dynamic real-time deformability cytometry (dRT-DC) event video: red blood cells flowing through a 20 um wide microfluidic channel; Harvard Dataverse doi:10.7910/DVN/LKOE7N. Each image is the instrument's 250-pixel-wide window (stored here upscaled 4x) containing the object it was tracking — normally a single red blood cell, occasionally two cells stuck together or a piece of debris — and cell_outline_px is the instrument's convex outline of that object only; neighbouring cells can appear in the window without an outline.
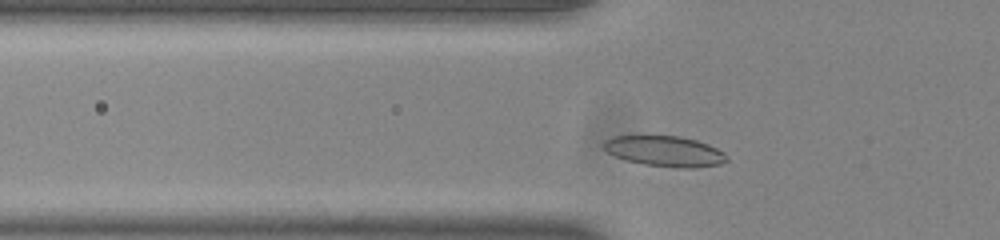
{"species": "common noctule bat (a hibernating species)", "species_latin": "Nyctalus noctula", "temperature_condition": "room temperature", "stored_images_in_passage": 41, "camera_frame_rate_fps": 3000, "um_per_image_px": 0.085, "animal": {"sex": "male", "body_mass_g": 20.0, "forearm_length_mm": 53.3}, "frame": {"image": 1, "passage_image": 12, "time_ms": 3.667, "image_size_px": [1000, 240], "cell_outline_px": [[728, 160], [720, 164], [696, 168], [680, 168], [644, 164], [628, 160], [616, 156], [608, 152], [600, 144], [604, 140], [612, 136], [680, 136], [696, 140], [708, 144], [724, 152], [728, 156]], "centroid_in_image_um": [56.52, 12.85], "position_along_channel_um": 69.3, "area_um2": 21.91}}
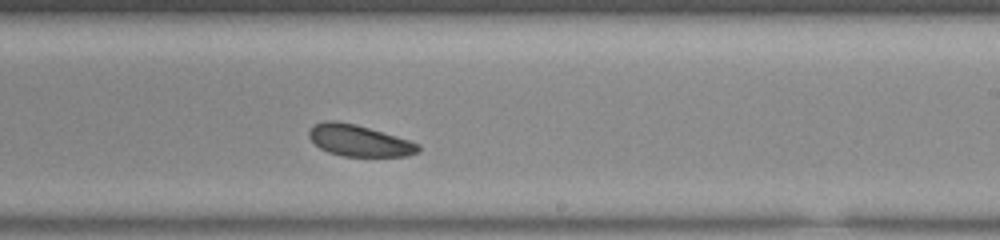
{"frame": {"image": 2, "passage_image": 27, "time_ms": 8.667, "image_size_px": [1000, 240], "cell_outline_px": [[420, 152], [408, 156], [340, 156], [328, 152], [320, 148], [308, 136], [308, 132], [312, 124], [324, 120], [336, 120], [356, 124], [396, 136], [420, 144]], "centroid_in_image_um": [30.5, 11.94], "position_along_channel_um": 258.5, "area_um2": 20.17}}
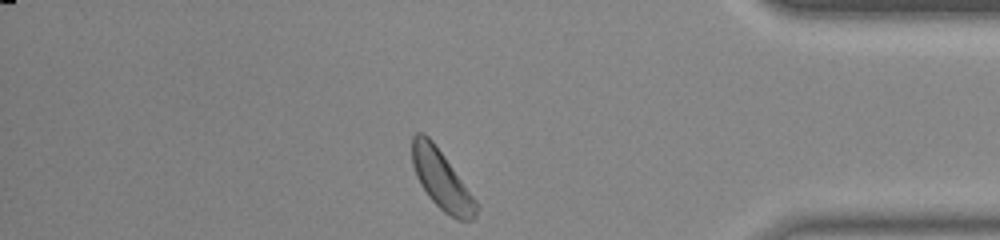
{"frame": {"image": 3, "passage_image": 40, "time_ms": 13.0, "image_size_px": [1000, 240], "cell_outline_px": [[480, 208], [476, 216], [472, 220], [456, 220], [444, 212], [428, 196], [420, 184], [416, 176], [412, 164], [412, 136], [416, 132], [420, 132], [428, 136], [432, 140], [480, 204]], "centroid_in_image_um": [37.56, 15.31], "position_along_channel_um": 397.6, "area_um2": 22.2}}